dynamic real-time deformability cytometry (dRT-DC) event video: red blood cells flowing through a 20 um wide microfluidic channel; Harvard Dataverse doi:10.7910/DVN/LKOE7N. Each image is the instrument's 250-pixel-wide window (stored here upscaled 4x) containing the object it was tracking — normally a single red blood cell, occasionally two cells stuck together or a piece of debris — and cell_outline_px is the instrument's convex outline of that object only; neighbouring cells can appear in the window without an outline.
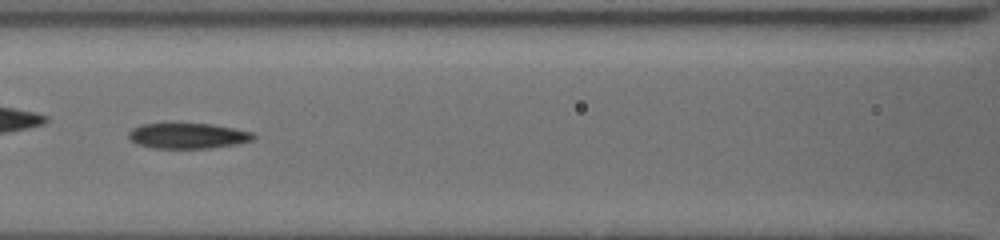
{"species": "common noctule bat (a hibernating species)", "species_latin": "Nyctalus noctula", "temperature_condition": "cold", "stored_images_in_passage": 51, "camera_frame_rate_fps": 3000, "um_per_image_px": 0.085, "animal": {"sex": "female", "body_mass_g": 19.5, "forearm_length_mm": 54.1}, "frame": {"image": 1, "passage_image": 14, "time_ms": 3.667, "image_size_px": [1000, 240], "cell_outline_px": [[256, 136], [252, 140], [236, 144], [208, 148], [152, 148], [136, 144], [128, 136], [128, 132], [132, 128], [140, 124], [164, 120], [176, 120], [212, 124], [252, 132]], "centroid_in_image_um": [15.86, 11.48], "position_along_channel_um": 150.7, "area_um2": 19.59}}
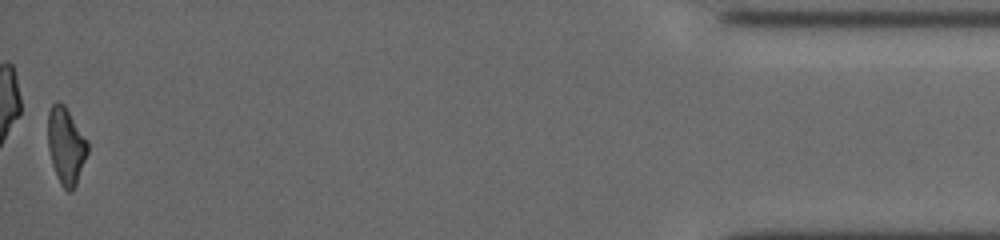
{"frame": {"image": 2, "passage_image": 51, "time_ms": 13.0, "image_size_px": [1000, 240], "cell_outline_px": [[88, 152], [76, 184], [68, 192], [60, 184], [56, 176], [52, 164], [48, 148], [48, 112], [52, 104], [56, 100], [60, 100], [64, 104], [88, 140]], "centroid_in_image_um": [5.6, 12.35], "position_along_channel_um": 429.6, "area_um2": 17.86}, "authors_computed_cell_mechanics": {"area_um2": 18.8428, "velocity_mm_per_s": 3.7897, "shape_relaxation_time_tau1_ms": 6.247, "shape_relaxation_time_tau2_ms": 1.9493, "deformation_change_tau1": 0.1619, "deformation_change_tau2": 0.0981}}